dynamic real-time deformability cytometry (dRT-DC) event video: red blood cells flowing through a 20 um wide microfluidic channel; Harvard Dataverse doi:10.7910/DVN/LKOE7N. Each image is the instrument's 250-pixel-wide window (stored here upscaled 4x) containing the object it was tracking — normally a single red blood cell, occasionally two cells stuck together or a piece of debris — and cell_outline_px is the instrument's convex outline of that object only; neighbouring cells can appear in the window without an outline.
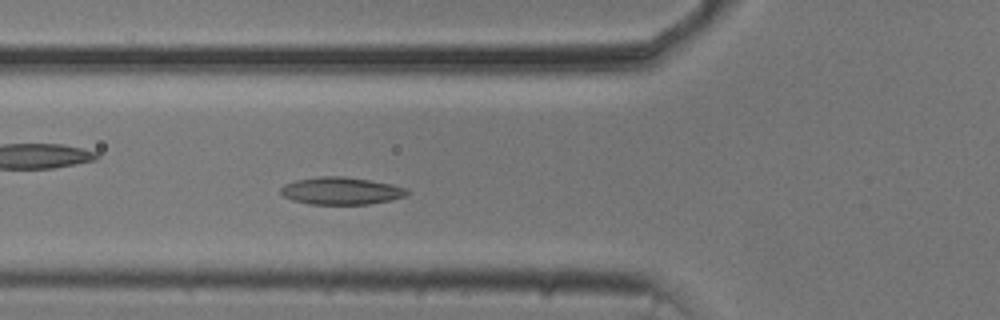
{"species": "common noctule bat (a hibernating species)", "species_latin": "Nyctalus noctula", "temperature_condition": "cold", "stored_images_in_passage": 39, "camera_frame_rate_fps": 3000, "um_per_image_px": 0.085, "animal": {"sex": "male", "body_mass_g": 20.5, "forearm_length_mm": 52.5}, "frame": {"image": 1, "passage_image": 3, "time_ms": 0.667, "image_size_px": [1000, 320], "cell_outline_px": [[408, 196], [392, 200], [368, 204], [308, 204], [292, 200], [284, 196], [280, 192], [280, 188], [284, 184], [296, 180], [320, 176], [344, 176], [392, 184], [404, 188], [408, 192]], "centroid_in_image_um": [28.98, 16.22], "position_along_channel_um": 96.8, "area_um2": 20.17}}
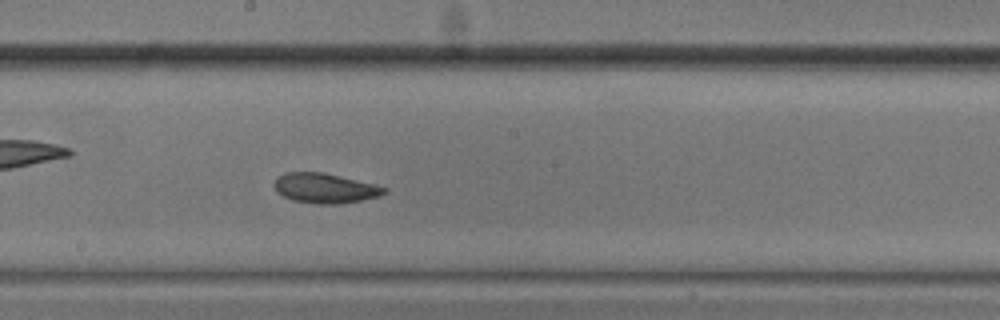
{"frame": {"image": 2, "passage_image": 13, "time_ms": 4.0, "image_size_px": [1000, 320], "cell_outline_px": [[388, 192], [380, 196], [360, 200], [336, 204], [320, 204], [292, 200], [276, 192], [272, 184], [276, 176], [284, 172], [324, 172], [376, 184], [388, 188]], "centroid_in_image_um": [27.6, 15.98], "position_along_channel_um": 220.6, "area_um2": 19.42}}
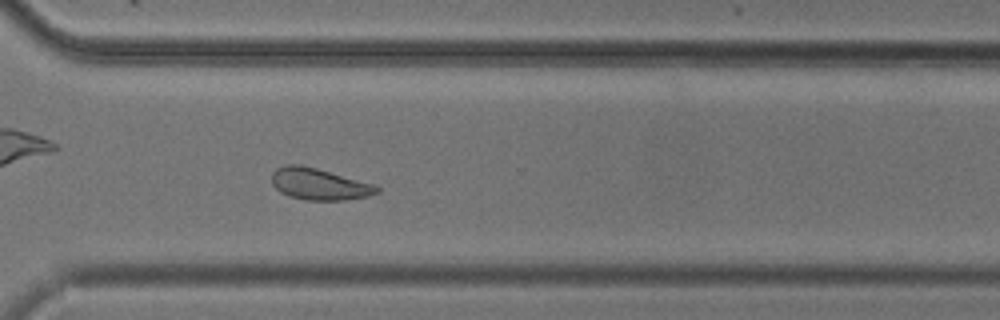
{"frame": {"image": 3, "passage_image": 23, "time_ms": 7.333, "image_size_px": [1000, 320], "cell_outline_px": [[380, 192], [368, 196], [344, 200], [304, 200], [288, 196], [280, 192], [272, 184], [272, 172], [276, 168], [284, 164], [300, 164], [316, 168], [376, 184], [380, 188]], "centroid_in_image_um": [27.13, 15.64], "position_along_channel_um": 343.5, "area_um2": 19.59}}